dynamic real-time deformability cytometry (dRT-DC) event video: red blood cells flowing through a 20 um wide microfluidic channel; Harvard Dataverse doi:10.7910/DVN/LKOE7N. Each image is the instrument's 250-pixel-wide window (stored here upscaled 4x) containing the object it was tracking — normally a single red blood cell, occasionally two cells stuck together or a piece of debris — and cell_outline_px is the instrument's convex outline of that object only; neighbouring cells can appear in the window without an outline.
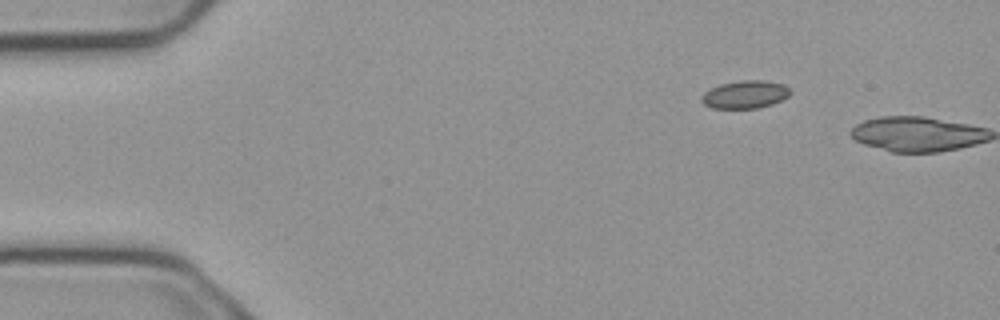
{"species": "common noctule bat (a hibernating species)", "species_latin": "Nyctalus noctula", "temperature_condition": "cold", "stored_images_in_passage": 6, "camera_frame_rate_fps": 3000, "um_per_image_px": 0.085, "animal": {"sex": "male", "body_mass_g": 23.1, "forearm_length_mm": 52.7}, "frame": {"image": 1, "passage_image": 6, "time_ms": 1.667, "image_size_px": [1000, 320], "cell_outline_px": [[792, 92], [788, 96], [772, 104], [756, 108], [712, 108], [704, 104], [700, 100], [700, 96], [704, 92], [720, 84], [740, 80], [764, 80], [784, 84]], "centroid_in_image_um": [63.32, 8.02], "position_along_channel_um": 21.7, "area_um2": 14.39}}